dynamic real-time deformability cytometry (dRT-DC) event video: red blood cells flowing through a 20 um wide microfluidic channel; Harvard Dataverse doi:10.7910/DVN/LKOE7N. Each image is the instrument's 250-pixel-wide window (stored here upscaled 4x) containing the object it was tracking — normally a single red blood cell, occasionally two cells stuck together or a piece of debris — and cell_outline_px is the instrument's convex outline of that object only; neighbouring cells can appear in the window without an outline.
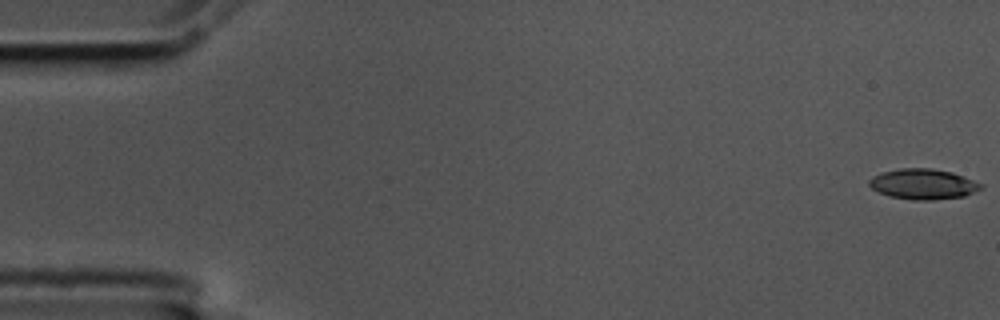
{"species": "common noctule bat (a hibernating species)", "species_latin": "Nyctalus noctula", "temperature_condition": "cold", "stored_images_in_passage": 6, "camera_frame_rate_fps": 3000, "um_per_image_px": 0.085, "animal": {"sex": "male", "body_mass_g": 17.5, "forearm_length_mm": 52.3}, "frame": {"image": 1, "passage_image": 1, "time_ms": 0.0, "image_size_px": [1000, 320], "cell_outline_px": [[984, 188], [964, 196], [932, 200], [916, 200], [892, 196], [880, 192], [872, 188], [868, 184], [868, 180], [872, 176], [880, 172], [900, 168], [932, 168], [952, 172], [984, 184]], "centroid_in_image_um": [78.48, 15.63], "position_along_channel_um": 6.5, "area_um2": 19.83}}
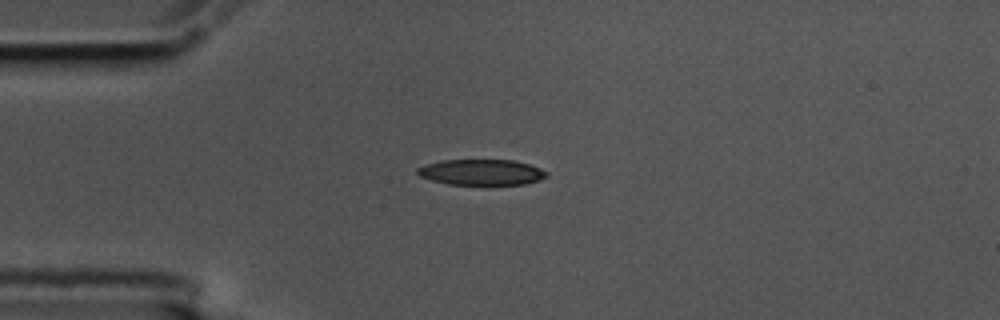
{"frame": {"image": 2, "passage_image": 5, "time_ms": 1.333, "image_size_px": [1000, 320], "cell_outline_px": [[548, 176], [540, 180], [524, 184], [488, 188], [448, 184], [432, 180], [420, 176], [416, 172], [416, 168], [428, 164], [444, 160], [512, 160], [528, 164], [540, 168], [548, 172]], "centroid_in_image_um": [40.97, 14.7], "position_along_channel_um": 44.0, "area_um2": 20.29}}